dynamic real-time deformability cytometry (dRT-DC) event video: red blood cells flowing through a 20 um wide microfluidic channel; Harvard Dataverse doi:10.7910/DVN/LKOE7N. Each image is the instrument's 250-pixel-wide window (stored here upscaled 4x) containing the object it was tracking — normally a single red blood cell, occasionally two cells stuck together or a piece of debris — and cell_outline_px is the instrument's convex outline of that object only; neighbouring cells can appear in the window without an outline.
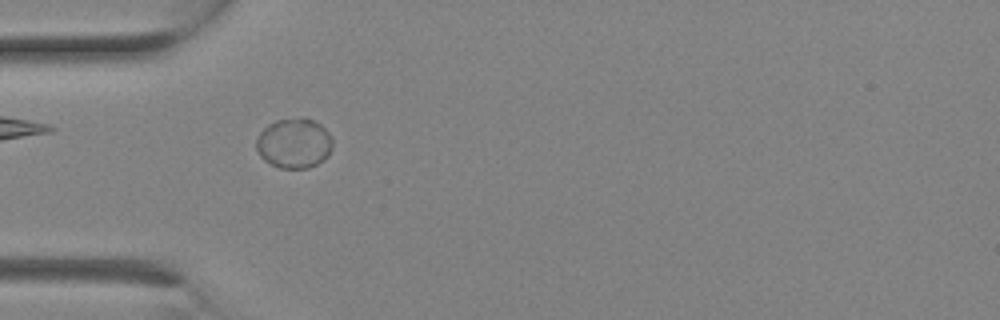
{"species": "Egyptian fruit bat (a non-hibernating species)", "species_latin": "Rousettus aegyptiacus", "temperature_condition": "room temperature", "stored_images_in_passage": 1, "camera_frame_rate_fps": 3000, "um_per_image_px": 0.085, "animal": {"sex": "female"}, "frame": {"image": 1, "passage_image": 1, "time_ms": 0.0, "image_size_px": [1000, 320], "cell_outline_px": [[332, 148], [328, 156], [324, 160], [308, 168], [280, 168], [264, 160], [260, 156], [256, 148], [256, 140], [260, 132], [268, 124], [276, 120], [312, 120], [320, 124], [332, 136]], "centroid_in_image_um": [25.0, 12.21], "position_along_channel_um": 60.0, "area_um2": 21.91}}